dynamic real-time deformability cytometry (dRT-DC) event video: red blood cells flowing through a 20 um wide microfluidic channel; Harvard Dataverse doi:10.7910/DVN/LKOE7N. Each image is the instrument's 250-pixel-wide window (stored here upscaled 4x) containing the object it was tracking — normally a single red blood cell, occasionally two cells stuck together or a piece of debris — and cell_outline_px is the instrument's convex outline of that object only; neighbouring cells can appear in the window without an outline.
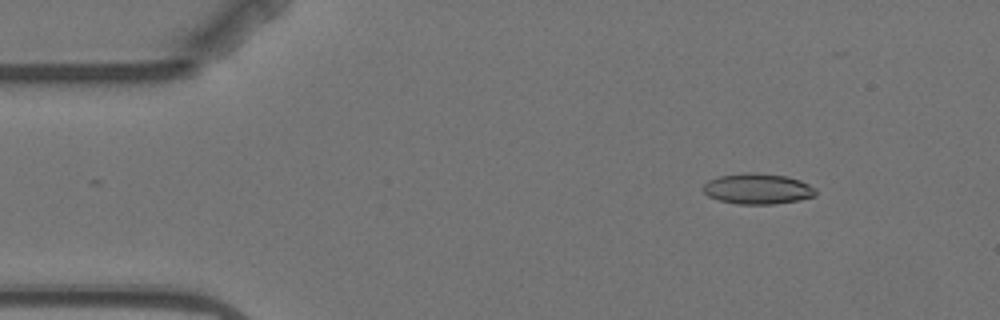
{"species": "Egyptian fruit bat (a non-hibernating species)", "species_latin": "Rousettus aegyptiacus", "temperature_condition": "warm", "stored_images_in_passage": 4, "camera_frame_rate_fps": 3000, "um_per_image_px": 0.085, "animal": {"sex": "female"}, "frame": {"image": 1, "passage_image": 2, "time_ms": 1.333, "image_size_px": [1000, 320], "cell_outline_px": [[816, 196], [776, 204], [736, 204], [720, 200], [708, 196], [700, 188], [708, 180], [720, 176], [744, 172], [756, 172], [784, 176], [800, 180], [816, 188]], "centroid_in_image_um": [64.37, 16.04], "position_along_channel_um": 20.6, "area_um2": 20.17}}